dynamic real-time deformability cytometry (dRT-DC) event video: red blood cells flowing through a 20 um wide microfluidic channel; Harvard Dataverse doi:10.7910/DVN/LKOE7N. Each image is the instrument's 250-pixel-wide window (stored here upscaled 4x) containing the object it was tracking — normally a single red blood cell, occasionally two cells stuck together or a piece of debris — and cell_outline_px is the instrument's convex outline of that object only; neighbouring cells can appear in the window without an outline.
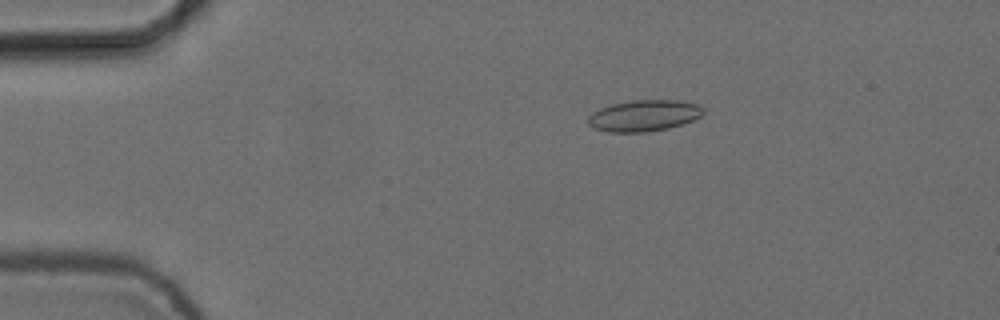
{"species": "common noctule bat (a hibernating species)", "species_latin": "Nyctalus noctula", "temperature_condition": "cold", "stored_images_in_passage": 6, "camera_frame_rate_fps": 3000, "um_per_image_px": 0.085, "animal": {"sex": "female", "body_mass_g": 24.6, "forearm_length_mm": 56.2}, "frame": {"image": 1, "passage_image": 4, "time_ms": 1.0, "image_size_px": [1000, 320], "cell_outline_px": [[704, 112], [700, 116], [692, 120], [668, 128], [644, 132], [608, 132], [596, 128], [588, 124], [588, 116], [592, 112], [600, 108], [612, 104], [632, 100], [676, 100], [696, 104], [704, 108]], "centroid_in_image_um": [54.71, 9.82], "position_along_channel_um": 30.3, "area_um2": 20.81}}
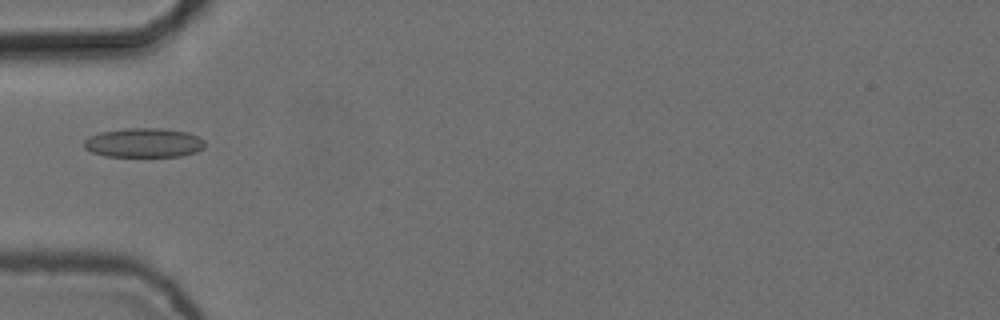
{"frame": {"image": 2, "passage_image": 6, "time_ms": 1.667, "image_size_px": [1000, 320], "cell_outline_px": [[204, 148], [196, 152], [180, 156], [104, 156], [92, 152], [84, 148], [84, 140], [88, 136], [100, 132], [124, 128], [160, 128], [188, 132], [200, 136], [204, 140]], "centroid_in_image_um": [12.22, 12.12], "position_along_channel_um": 72.8, "area_um2": 20.81}}